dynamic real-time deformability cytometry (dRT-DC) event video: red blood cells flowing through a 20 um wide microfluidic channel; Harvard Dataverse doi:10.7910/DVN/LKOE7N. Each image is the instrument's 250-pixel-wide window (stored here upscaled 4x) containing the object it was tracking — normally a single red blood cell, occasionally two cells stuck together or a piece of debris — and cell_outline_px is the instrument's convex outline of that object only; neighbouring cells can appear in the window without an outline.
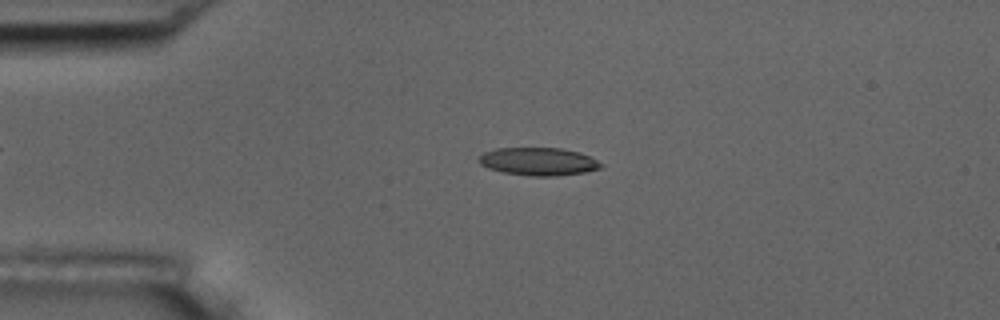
{"species": "common noctule bat (a hibernating species)", "species_latin": "Nyctalus noctula", "temperature_condition": "room temperature", "stored_images_in_passage": 54, "camera_frame_rate_fps": 3000, "um_per_image_px": 0.085, "animal": {"sex": "male", "body_mass_g": 17.5, "forearm_length_mm": 52.3}, "frame": {"image": 1, "passage_image": 12, "time_ms": 3.667, "image_size_px": [1000, 320], "cell_outline_px": [[604, 164], [600, 168], [584, 172], [556, 176], [532, 176], [504, 172], [488, 168], [480, 164], [476, 160], [484, 152], [496, 148], [560, 148], [580, 152]], "centroid_in_image_um": [45.75, 13.72], "position_along_channel_um": 39.3, "area_um2": 19.77}}
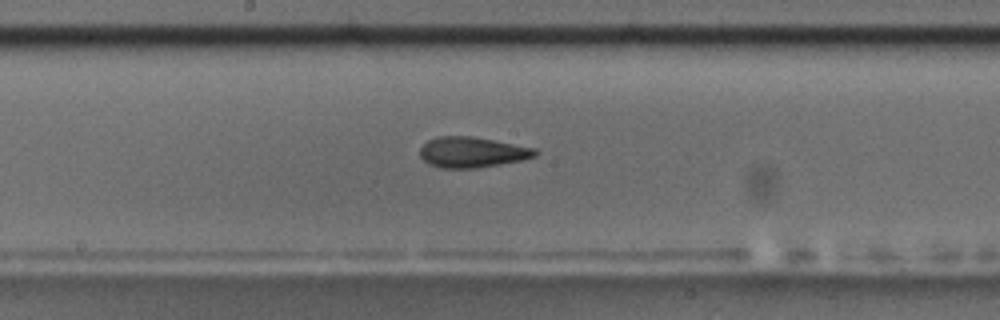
{"frame": {"image": 2, "passage_image": 28, "time_ms": 9.0, "image_size_px": [1000, 320], "cell_outline_px": [[540, 152], [536, 156], [524, 160], [476, 168], [440, 168], [428, 164], [420, 156], [420, 148], [428, 140], [436, 136], [472, 136], [536, 148]], "centroid_in_image_um": [40.15, 12.94], "position_along_channel_um": 208.1, "area_um2": 20.69}}
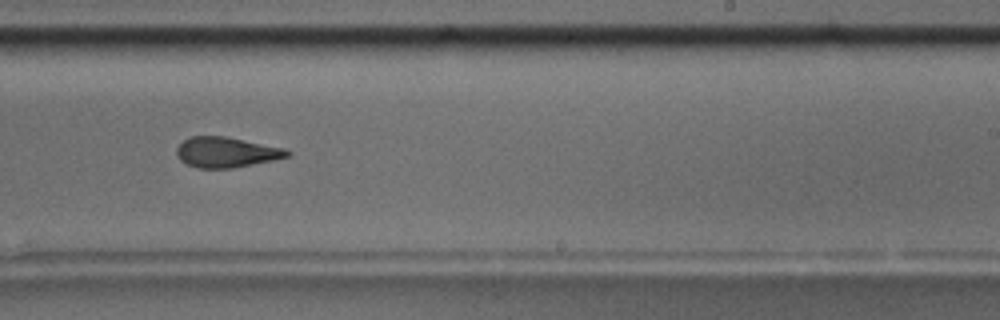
{"frame": {"image": 3, "passage_image": 33, "time_ms": 10.667, "image_size_px": [1000, 320], "cell_outline_px": [[292, 152], [288, 156], [272, 160], [232, 168], [196, 168], [180, 160], [176, 156], [176, 148], [184, 140], [192, 136], [224, 136], [284, 148]], "centroid_in_image_um": [19.2, 12.94], "position_along_channel_um": 269.8, "area_um2": 19.36}, "authors_computed_cell_mechanics": {"area_um2": 20.2878, "velocity_mm_per_s": 3.715, "shape_relaxation_time_tau1_ms": 6.5204, "shape_relaxation_time_tau2_ms": 3.09, "deformation_change_tau1": 0.2054, "deformation_change_tau2": 0.1245}}